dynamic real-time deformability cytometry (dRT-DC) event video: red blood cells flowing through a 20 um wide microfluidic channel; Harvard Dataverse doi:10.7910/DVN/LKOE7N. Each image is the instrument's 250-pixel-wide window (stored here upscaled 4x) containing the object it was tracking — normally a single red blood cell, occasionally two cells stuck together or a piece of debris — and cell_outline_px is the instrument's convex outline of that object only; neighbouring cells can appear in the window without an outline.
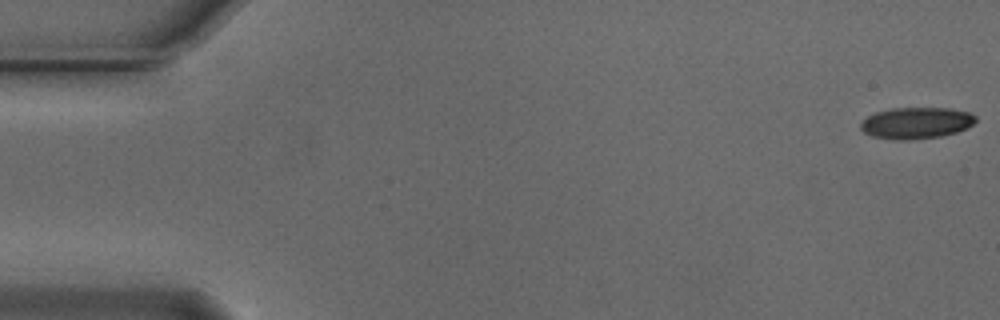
{"species": "Egyptian fruit bat (a non-hibernating species)", "species_latin": "Rousettus aegyptiacus", "temperature_condition": "cold", "stored_images_in_passage": 55, "camera_frame_rate_fps": 3000, "um_per_image_px": 0.085, "animal": {"sex": "male"}, "frame": {"image": 1, "passage_image": 1, "time_ms": 0.0, "image_size_px": [1000, 320], "cell_outline_px": [[976, 120], [968, 128], [956, 132], [940, 136], [908, 140], [892, 140], [872, 136], [864, 132], [860, 128], [860, 124], [868, 116], [876, 112], [892, 108], [948, 108], [968, 112], [976, 116]], "centroid_in_image_um": [77.87, 10.46], "position_along_channel_um": 7.1, "area_um2": 21.04}}
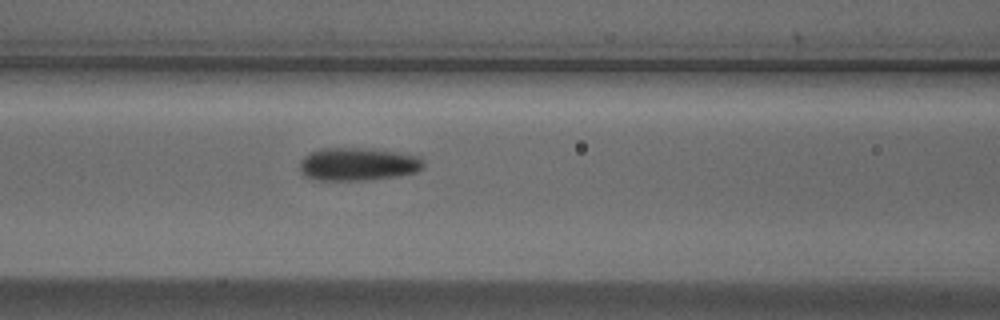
{"frame": {"image": 2, "passage_image": 23, "time_ms": 7.333, "image_size_px": [1000, 320], "cell_outline_px": [[424, 168], [416, 172], [400, 176], [368, 180], [320, 180], [304, 176], [300, 172], [300, 160], [304, 156], [320, 148], [376, 148], [420, 156], [424, 160]], "centroid_in_image_um": [30.46, 13.95], "position_along_channel_um": 136.1, "area_um2": 24.22}}
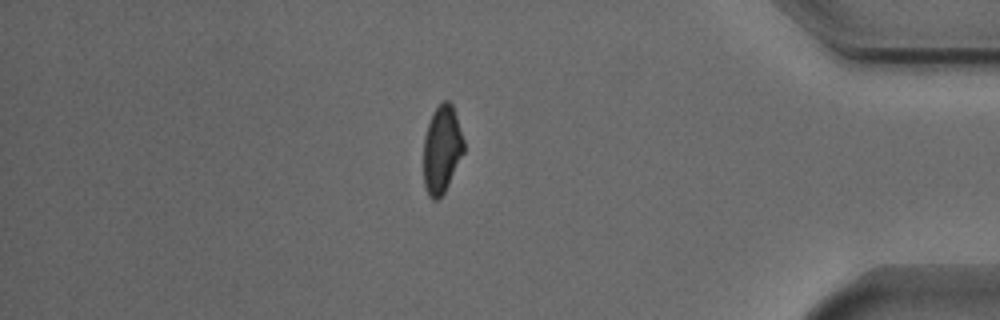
{"frame": {"image": 3, "passage_image": 47, "time_ms": 15.333, "image_size_px": [1000, 320], "cell_outline_px": [[464, 152], [444, 192], [436, 200], [432, 200], [428, 196], [424, 188], [424, 136], [432, 112], [444, 100], [448, 100], [452, 104], [464, 140]], "centroid_in_image_um": [37.54, 12.7], "position_along_channel_um": 397.7, "area_um2": 20.46}, "authors_computed_cell_mechanics": {"area_um2": 22.1952, "velocity_mm_per_s": 3.7292, "shape_relaxation_time_tau1_ms": 3.3718, "shape_relaxation_time_tau2_ms": 3.4438, "deformation_change_tau1": 0.113, "deformation_change_tau2": 0.1063}}